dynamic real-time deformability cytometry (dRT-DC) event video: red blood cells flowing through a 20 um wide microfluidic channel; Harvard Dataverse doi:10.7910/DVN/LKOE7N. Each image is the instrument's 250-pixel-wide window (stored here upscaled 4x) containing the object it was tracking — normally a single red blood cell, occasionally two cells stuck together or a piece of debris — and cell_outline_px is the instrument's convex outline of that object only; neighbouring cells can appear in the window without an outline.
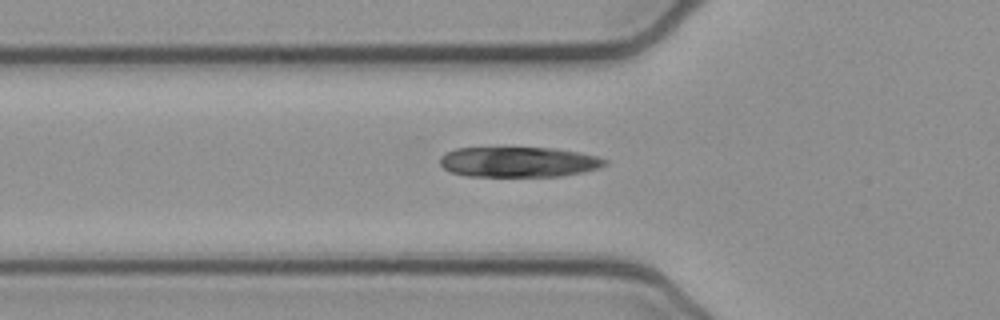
{"species": "common noctule bat (a hibernating species)", "species_latin": "Nyctalus noctula", "temperature_condition": "cold", "stored_images_in_passage": 41, "camera_frame_rate_fps": 3000, "um_per_image_px": 0.085, "animal": {"sex": "female", "body_mass_g": 21.9}, "frame": {"image": 1, "passage_image": 8, "time_ms": 2.333, "image_size_px": [1000, 320], "cell_outline_px": [[608, 164], [600, 168], [584, 172], [560, 176], [468, 176], [452, 172], [444, 168], [440, 164], [440, 156], [444, 152], [456, 148], [552, 148], [576, 152], [596, 156], [608, 160]], "centroid_in_image_um": [44.08, 13.77], "position_along_channel_um": 81.7, "area_um2": 29.07}}
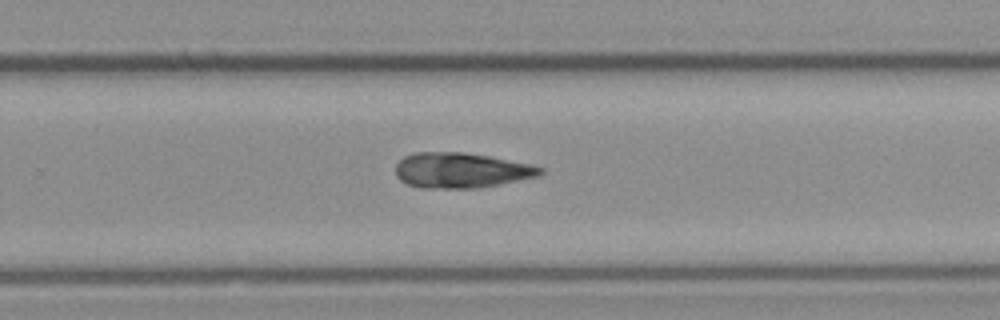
{"frame": {"image": 2, "passage_image": 24, "time_ms": 7.667, "image_size_px": [1000, 320], "cell_outline_px": [[544, 172], [540, 176], [480, 188], [420, 188], [408, 184], [400, 180], [396, 176], [396, 164], [404, 156], [416, 152], [464, 152], [488, 156], [532, 164], [544, 168]], "centroid_in_image_um": [39.21, 14.48], "position_along_channel_um": 290.6, "area_um2": 29.94}}
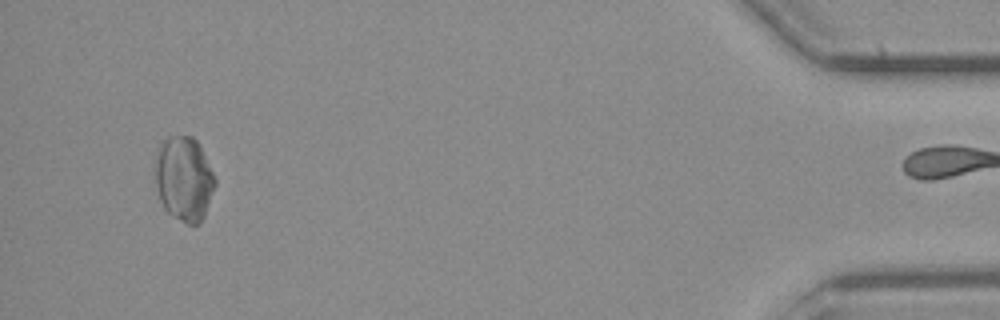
{"frame": {"image": 3, "passage_image": 40, "time_ms": 13.0, "image_size_px": [1000, 320], "cell_outline_px": [[216, 184], [204, 216], [200, 224], [188, 224], [172, 216], [164, 208], [160, 200], [156, 188], [152, 168], [156, 148], [168, 136], [192, 136], [196, 140], [216, 180]], "centroid_in_image_um": [15.57, 15.19], "position_along_channel_um": 419.6, "area_um2": 29.88}, "authors_computed_cell_mechanics": {"area_um2": 28.8422, "velocity_mm_per_s": 3.8858, "shape_relaxation_time_tau1_ms": 6.1562, "shape_relaxation_time_tau2_ms": 6.2322, "deformation_change_tau1": 0.1353, "deformation_change_tau2": 0.129}}